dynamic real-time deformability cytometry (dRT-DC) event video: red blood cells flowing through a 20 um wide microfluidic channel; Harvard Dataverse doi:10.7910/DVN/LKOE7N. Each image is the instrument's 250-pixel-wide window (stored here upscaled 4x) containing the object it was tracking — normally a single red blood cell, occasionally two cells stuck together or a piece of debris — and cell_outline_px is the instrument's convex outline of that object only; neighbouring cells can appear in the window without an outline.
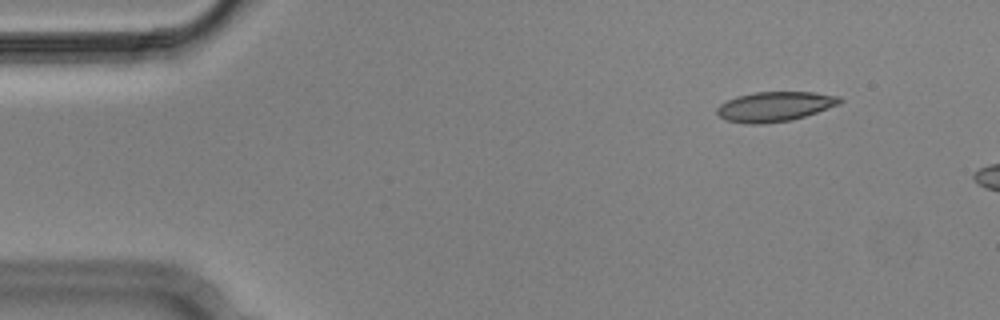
{"species": "Egyptian fruit bat (a non-hibernating species)", "species_latin": "Rousettus aegyptiacus", "temperature_condition": "cold", "stored_images_in_passage": 3, "camera_frame_rate_fps": 3000, "um_per_image_px": 0.085, "animal": {"sex": "male"}, "frame": {"image": 1, "passage_image": 2, "time_ms": 0.333, "image_size_px": [1000, 320], "cell_outline_px": [[844, 100], [840, 104], [792, 120], [764, 124], [748, 124], [724, 120], [716, 112], [716, 108], [720, 104], [736, 96], [756, 92], [812, 92], [840, 96]], "centroid_in_image_um": [65.85, 9.06], "position_along_channel_um": 19.2, "area_um2": 21.39}}